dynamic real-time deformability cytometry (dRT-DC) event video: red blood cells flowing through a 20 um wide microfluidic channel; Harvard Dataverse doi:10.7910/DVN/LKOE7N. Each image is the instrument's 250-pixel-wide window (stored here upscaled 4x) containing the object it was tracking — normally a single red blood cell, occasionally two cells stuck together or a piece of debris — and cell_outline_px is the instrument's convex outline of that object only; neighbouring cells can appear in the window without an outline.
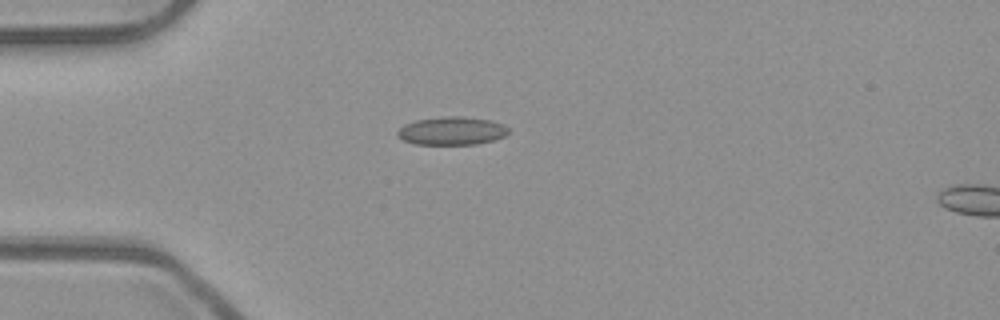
{"species": "common noctule bat (a hibernating species)", "species_latin": "Nyctalus noctula", "temperature_condition": "room temperature", "stored_images_in_passage": 4, "camera_frame_rate_fps": 3000, "um_per_image_px": 0.085, "animal": {"sex": "male", "body_mass_g": 23.1, "forearm_length_mm": 52.7}, "frame": {"image": 1, "passage_image": 1, "time_ms": 0.0, "image_size_px": [1000, 320], "cell_outline_px": [[508, 132], [504, 136], [492, 140], [476, 144], [416, 144], [404, 140], [396, 136], [396, 132], [404, 124], [416, 120], [444, 116], [460, 116], [492, 120], [504, 124], [508, 128]], "centroid_in_image_um": [38.39, 11.11], "position_along_channel_um": 46.6, "area_um2": 18.21}}